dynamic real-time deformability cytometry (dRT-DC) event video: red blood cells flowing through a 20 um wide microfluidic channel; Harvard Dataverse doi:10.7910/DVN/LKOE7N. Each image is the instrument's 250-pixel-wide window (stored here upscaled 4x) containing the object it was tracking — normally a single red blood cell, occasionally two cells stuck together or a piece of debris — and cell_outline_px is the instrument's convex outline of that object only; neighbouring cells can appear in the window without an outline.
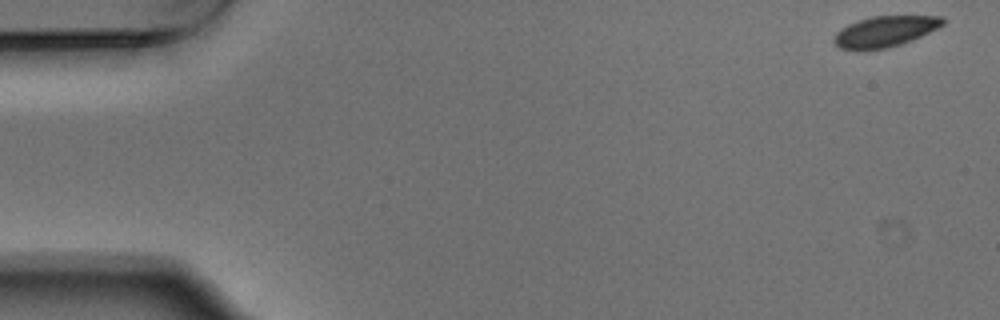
{"species": "Egyptian fruit bat (a non-hibernating species)", "species_latin": "Rousettus aegyptiacus", "temperature_condition": "warm", "stored_images_in_passage": 54, "camera_frame_rate_fps": 3000, "um_per_image_px": 0.085, "animal": {"sex": "male"}, "frame": {"image": 1, "passage_image": 1, "time_ms": 0.0, "image_size_px": [1000, 320], "cell_outline_px": [[944, 24], [912, 40], [888, 48], [840, 48], [832, 40], [836, 32], [840, 28], [848, 24], [872, 16], [944, 16]], "centroid_in_image_um": [75.22, 2.64], "position_along_channel_um": 9.8, "area_um2": 19.02}}
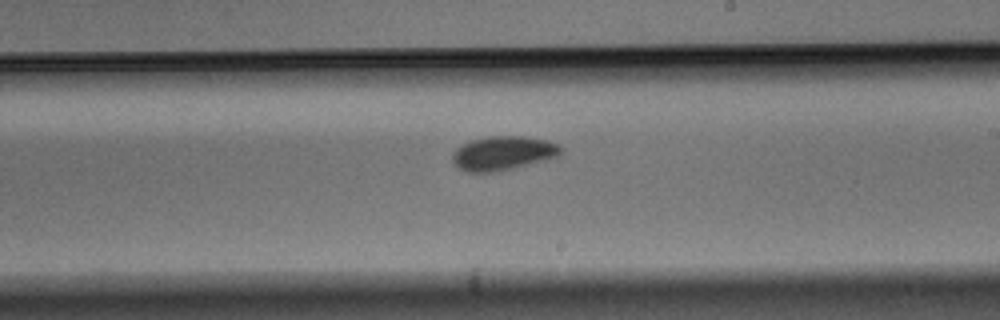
{"frame": {"image": 2, "passage_image": 31, "time_ms": 10.0, "image_size_px": [1000, 320], "cell_outline_px": [[560, 152], [556, 156], [544, 160], [500, 172], [468, 172], [456, 168], [452, 164], [452, 156], [456, 148], [472, 140], [488, 136], [524, 136], [548, 140], [560, 144]], "centroid_in_image_um": [42.72, 13.03], "position_along_channel_um": 246.3, "area_um2": 21.62}}
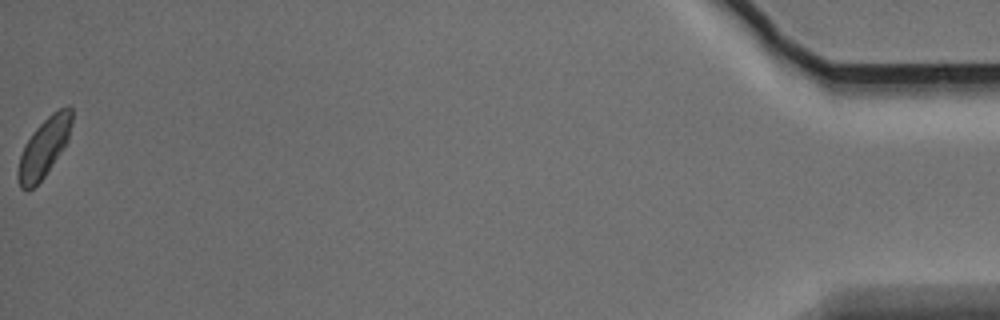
{"frame": {"image": 3, "passage_image": 54, "time_ms": 17.667, "image_size_px": [1000, 320], "cell_outline_px": [[72, 120], [68, 140], [64, 148], [44, 176], [28, 192], [24, 192], [20, 188], [16, 176], [16, 172], [20, 156], [24, 144], [36, 128], [52, 112], [68, 104], [72, 108]], "centroid_in_image_um": [3.72, 12.56], "position_along_channel_um": 431.5, "area_um2": 18.61}, "authors_computed_cell_mechanics": {"area_um2": 19.9699, "velocity_mm_per_s": 3.6972, "shape_relaxation_time_tau1_ms": 2.1818, "shape_relaxation_time_tau2_ms": null, "deformation_change_tau1": 0.0685, "deformation_change_tau2": null}}